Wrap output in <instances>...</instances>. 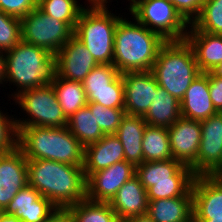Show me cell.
Masks as SVG:
<instances>
[{
  "label": "cell",
  "mask_w": 222,
  "mask_h": 222,
  "mask_svg": "<svg viewBox=\"0 0 222 222\" xmlns=\"http://www.w3.org/2000/svg\"><path fill=\"white\" fill-rule=\"evenodd\" d=\"M0 222H22V221L13 215H8L5 214L4 212H0Z\"/></svg>",
  "instance_id": "obj_44"
},
{
  "label": "cell",
  "mask_w": 222,
  "mask_h": 222,
  "mask_svg": "<svg viewBox=\"0 0 222 222\" xmlns=\"http://www.w3.org/2000/svg\"><path fill=\"white\" fill-rule=\"evenodd\" d=\"M125 222H154L147 214L132 217Z\"/></svg>",
  "instance_id": "obj_43"
},
{
  "label": "cell",
  "mask_w": 222,
  "mask_h": 222,
  "mask_svg": "<svg viewBox=\"0 0 222 222\" xmlns=\"http://www.w3.org/2000/svg\"><path fill=\"white\" fill-rule=\"evenodd\" d=\"M141 184L147 190L162 180H194L195 174L189 166L176 159L165 161H143L136 166V174Z\"/></svg>",
  "instance_id": "obj_21"
},
{
  "label": "cell",
  "mask_w": 222,
  "mask_h": 222,
  "mask_svg": "<svg viewBox=\"0 0 222 222\" xmlns=\"http://www.w3.org/2000/svg\"><path fill=\"white\" fill-rule=\"evenodd\" d=\"M147 215L154 222H193L192 188L183 196L148 201Z\"/></svg>",
  "instance_id": "obj_22"
},
{
  "label": "cell",
  "mask_w": 222,
  "mask_h": 222,
  "mask_svg": "<svg viewBox=\"0 0 222 222\" xmlns=\"http://www.w3.org/2000/svg\"><path fill=\"white\" fill-rule=\"evenodd\" d=\"M190 25V31L222 35V0H205L200 14Z\"/></svg>",
  "instance_id": "obj_31"
},
{
  "label": "cell",
  "mask_w": 222,
  "mask_h": 222,
  "mask_svg": "<svg viewBox=\"0 0 222 222\" xmlns=\"http://www.w3.org/2000/svg\"><path fill=\"white\" fill-rule=\"evenodd\" d=\"M14 100L31 118L25 120L15 118L16 126L66 127L68 125V119L59 105L51 84L22 91Z\"/></svg>",
  "instance_id": "obj_8"
},
{
  "label": "cell",
  "mask_w": 222,
  "mask_h": 222,
  "mask_svg": "<svg viewBox=\"0 0 222 222\" xmlns=\"http://www.w3.org/2000/svg\"><path fill=\"white\" fill-rule=\"evenodd\" d=\"M124 160L120 139L115 134L104 135L96 143L84 148V176L87 179L92 173Z\"/></svg>",
  "instance_id": "obj_19"
},
{
  "label": "cell",
  "mask_w": 222,
  "mask_h": 222,
  "mask_svg": "<svg viewBox=\"0 0 222 222\" xmlns=\"http://www.w3.org/2000/svg\"><path fill=\"white\" fill-rule=\"evenodd\" d=\"M194 222H222V218H214L211 220H193Z\"/></svg>",
  "instance_id": "obj_47"
},
{
  "label": "cell",
  "mask_w": 222,
  "mask_h": 222,
  "mask_svg": "<svg viewBox=\"0 0 222 222\" xmlns=\"http://www.w3.org/2000/svg\"><path fill=\"white\" fill-rule=\"evenodd\" d=\"M165 42L160 34L137 20L132 23L122 17L114 32L113 66L120 74L150 71Z\"/></svg>",
  "instance_id": "obj_2"
},
{
  "label": "cell",
  "mask_w": 222,
  "mask_h": 222,
  "mask_svg": "<svg viewBox=\"0 0 222 222\" xmlns=\"http://www.w3.org/2000/svg\"><path fill=\"white\" fill-rule=\"evenodd\" d=\"M0 51V84H3L5 78V54Z\"/></svg>",
  "instance_id": "obj_42"
},
{
  "label": "cell",
  "mask_w": 222,
  "mask_h": 222,
  "mask_svg": "<svg viewBox=\"0 0 222 222\" xmlns=\"http://www.w3.org/2000/svg\"><path fill=\"white\" fill-rule=\"evenodd\" d=\"M120 75L113 64H98L82 81L86 96L89 93L103 92Z\"/></svg>",
  "instance_id": "obj_32"
},
{
  "label": "cell",
  "mask_w": 222,
  "mask_h": 222,
  "mask_svg": "<svg viewBox=\"0 0 222 222\" xmlns=\"http://www.w3.org/2000/svg\"><path fill=\"white\" fill-rule=\"evenodd\" d=\"M135 174L136 167L125 160L92 173L86 179V198L110 203L119 188Z\"/></svg>",
  "instance_id": "obj_11"
},
{
  "label": "cell",
  "mask_w": 222,
  "mask_h": 222,
  "mask_svg": "<svg viewBox=\"0 0 222 222\" xmlns=\"http://www.w3.org/2000/svg\"><path fill=\"white\" fill-rule=\"evenodd\" d=\"M209 92L211 101L218 112H222V77L209 72Z\"/></svg>",
  "instance_id": "obj_40"
},
{
  "label": "cell",
  "mask_w": 222,
  "mask_h": 222,
  "mask_svg": "<svg viewBox=\"0 0 222 222\" xmlns=\"http://www.w3.org/2000/svg\"><path fill=\"white\" fill-rule=\"evenodd\" d=\"M175 7V9L177 10V0H169Z\"/></svg>",
  "instance_id": "obj_48"
},
{
  "label": "cell",
  "mask_w": 222,
  "mask_h": 222,
  "mask_svg": "<svg viewBox=\"0 0 222 222\" xmlns=\"http://www.w3.org/2000/svg\"><path fill=\"white\" fill-rule=\"evenodd\" d=\"M5 55L4 82L18 86V93L11 95L13 98L22 91L51 84L54 56L45 49L21 40Z\"/></svg>",
  "instance_id": "obj_5"
},
{
  "label": "cell",
  "mask_w": 222,
  "mask_h": 222,
  "mask_svg": "<svg viewBox=\"0 0 222 222\" xmlns=\"http://www.w3.org/2000/svg\"><path fill=\"white\" fill-rule=\"evenodd\" d=\"M202 137L197 161L190 167L198 175H219L222 172V112L200 121Z\"/></svg>",
  "instance_id": "obj_10"
},
{
  "label": "cell",
  "mask_w": 222,
  "mask_h": 222,
  "mask_svg": "<svg viewBox=\"0 0 222 222\" xmlns=\"http://www.w3.org/2000/svg\"><path fill=\"white\" fill-rule=\"evenodd\" d=\"M21 40V20L0 10V51L11 50Z\"/></svg>",
  "instance_id": "obj_35"
},
{
  "label": "cell",
  "mask_w": 222,
  "mask_h": 222,
  "mask_svg": "<svg viewBox=\"0 0 222 222\" xmlns=\"http://www.w3.org/2000/svg\"><path fill=\"white\" fill-rule=\"evenodd\" d=\"M167 129L173 159L191 167L197 161L202 137L200 121L181 116Z\"/></svg>",
  "instance_id": "obj_16"
},
{
  "label": "cell",
  "mask_w": 222,
  "mask_h": 222,
  "mask_svg": "<svg viewBox=\"0 0 222 222\" xmlns=\"http://www.w3.org/2000/svg\"><path fill=\"white\" fill-rule=\"evenodd\" d=\"M5 115L0 110V153H7L17 147L18 131L15 120Z\"/></svg>",
  "instance_id": "obj_37"
},
{
  "label": "cell",
  "mask_w": 222,
  "mask_h": 222,
  "mask_svg": "<svg viewBox=\"0 0 222 222\" xmlns=\"http://www.w3.org/2000/svg\"><path fill=\"white\" fill-rule=\"evenodd\" d=\"M98 65L86 46L74 35L54 56V71L64 79L82 82Z\"/></svg>",
  "instance_id": "obj_12"
},
{
  "label": "cell",
  "mask_w": 222,
  "mask_h": 222,
  "mask_svg": "<svg viewBox=\"0 0 222 222\" xmlns=\"http://www.w3.org/2000/svg\"><path fill=\"white\" fill-rule=\"evenodd\" d=\"M133 19L160 34L166 41L184 40L188 23L169 0H130ZM185 30V31H184Z\"/></svg>",
  "instance_id": "obj_7"
},
{
  "label": "cell",
  "mask_w": 222,
  "mask_h": 222,
  "mask_svg": "<svg viewBox=\"0 0 222 222\" xmlns=\"http://www.w3.org/2000/svg\"><path fill=\"white\" fill-rule=\"evenodd\" d=\"M16 128L17 147L27 160H52L83 167L84 147L67 126H16Z\"/></svg>",
  "instance_id": "obj_3"
},
{
  "label": "cell",
  "mask_w": 222,
  "mask_h": 222,
  "mask_svg": "<svg viewBox=\"0 0 222 222\" xmlns=\"http://www.w3.org/2000/svg\"><path fill=\"white\" fill-rule=\"evenodd\" d=\"M109 12L106 4L89 5L81 11L73 33L98 64H113L114 32L122 17Z\"/></svg>",
  "instance_id": "obj_6"
},
{
  "label": "cell",
  "mask_w": 222,
  "mask_h": 222,
  "mask_svg": "<svg viewBox=\"0 0 222 222\" xmlns=\"http://www.w3.org/2000/svg\"><path fill=\"white\" fill-rule=\"evenodd\" d=\"M181 117L180 101L158 86L149 110L143 116L147 125L170 127Z\"/></svg>",
  "instance_id": "obj_25"
},
{
  "label": "cell",
  "mask_w": 222,
  "mask_h": 222,
  "mask_svg": "<svg viewBox=\"0 0 222 222\" xmlns=\"http://www.w3.org/2000/svg\"><path fill=\"white\" fill-rule=\"evenodd\" d=\"M88 103H98L102 106L124 109V83L120 74L103 92H94L87 95Z\"/></svg>",
  "instance_id": "obj_34"
},
{
  "label": "cell",
  "mask_w": 222,
  "mask_h": 222,
  "mask_svg": "<svg viewBox=\"0 0 222 222\" xmlns=\"http://www.w3.org/2000/svg\"><path fill=\"white\" fill-rule=\"evenodd\" d=\"M58 210L50 200L27 184L18 191L3 212L15 216L22 222H44Z\"/></svg>",
  "instance_id": "obj_17"
},
{
  "label": "cell",
  "mask_w": 222,
  "mask_h": 222,
  "mask_svg": "<svg viewBox=\"0 0 222 222\" xmlns=\"http://www.w3.org/2000/svg\"><path fill=\"white\" fill-rule=\"evenodd\" d=\"M110 205L121 222L147 214V192L136 175L119 188Z\"/></svg>",
  "instance_id": "obj_20"
},
{
  "label": "cell",
  "mask_w": 222,
  "mask_h": 222,
  "mask_svg": "<svg viewBox=\"0 0 222 222\" xmlns=\"http://www.w3.org/2000/svg\"><path fill=\"white\" fill-rule=\"evenodd\" d=\"M89 1L90 3L89 4H106L108 3L107 0H87Z\"/></svg>",
  "instance_id": "obj_46"
},
{
  "label": "cell",
  "mask_w": 222,
  "mask_h": 222,
  "mask_svg": "<svg viewBox=\"0 0 222 222\" xmlns=\"http://www.w3.org/2000/svg\"><path fill=\"white\" fill-rule=\"evenodd\" d=\"M193 220L222 218V177L198 175L192 184Z\"/></svg>",
  "instance_id": "obj_14"
},
{
  "label": "cell",
  "mask_w": 222,
  "mask_h": 222,
  "mask_svg": "<svg viewBox=\"0 0 222 222\" xmlns=\"http://www.w3.org/2000/svg\"><path fill=\"white\" fill-rule=\"evenodd\" d=\"M181 116L195 121H203L218 113L209 92V72L201 73L186 90L180 101Z\"/></svg>",
  "instance_id": "obj_18"
},
{
  "label": "cell",
  "mask_w": 222,
  "mask_h": 222,
  "mask_svg": "<svg viewBox=\"0 0 222 222\" xmlns=\"http://www.w3.org/2000/svg\"><path fill=\"white\" fill-rule=\"evenodd\" d=\"M28 184L59 210H66L86 198L83 167L62 162L27 160Z\"/></svg>",
  "instance_id": "obj_1"
},
{
  "label": "cell",
  "mask_w": 222,
  "mask_h": 222,
  "mask_svg": "<svg viewBox=\"0 0 222 222\" xmlns=\"http://www.w3.org/2000/svg\"><path fill=\"white\" fill-rule=\"evenodd\" d=\"M215 77H222V62L210 71Z\"/></svg>",
  "instance_id": "obj_45"
},
{
  "label": "cell",
  "mask_w": 222,
  "mask_h": 222,
  "mask_svg": "<svg viewBox=\"0 0 222 222\" xmlns=\"http://www.w3.org/2000/svg\"><path fill=\"white\" fill-rule=\"evenodd\" d=\"M51 85L67 119L88 104L82 82L64 79L54 72Z\"/></svg>",
  "instance_id": "obj_26"
},
{
  "label": "cell",
  "mask_w": 222,
  "mask_h": 222,
  "mask_svg": "<svg viewBox=\"0 0 222 222\" xmlns=\"http://www.w3.org/2000/svg\"><path fill=\"white\" fill-rule=\"evenodd\" d=\"M146 125L143 116L125 114L115 134L123 146L125 161L135 167L143 162L142 140Z\"/></svg>",
  "instance_id": "obj_24"
},
{
  "label": "cell",
  "mask_w": 222,
  "mask_h": 222,
  "mask_svg": "<svg viewBox=\"0 0 222 222\" xmlns=\"http://www.w3.org/2000/svg\"><path fill=\"white\" fill-rule=\"evenodd\" d=\"M205 0H177V12L188 23L198 17Z\"/></svg>",
  "instance_id": "obj_39"
},
{
  "label": "cell",
  "mask_w": 222,
  "mask_h": 222,
  "mask_svg": "<svg viewBox=\"0 0 222 222\" xmlns=\"http://www.w3.org/2000/svg\"><path fill=\"white\" fill-rule=\"evenodd\" d=\"M160 87L181 101L201 71L194 51L184 40H168L160 48L150 70Z\"/></svg>",
  "instance_id": "obj_4"
},
{
  "label": "cell",
  "mask_w": 222,
  "mask_h": 222,
  "mask_svg": "<svg viewBox=\"0 0 222 222\" xmlns=\"http://www.w3.org/2000/svg\"><path fill=\"white\" fill-rule=\"evenodd\" d=\"M185 39L194 51L201 73L210 72L222 62V35L188 30Z\"/></svg>",
  "instance_id": "obj_23"
},
{
  "label": "cell",
  "mask_w": 222,
  "mask_h": 222,
  "mask_svg": "<svg viewBox=\"0 0 222 222\" xmlns=\"http://www.w3.org/2000/svg\"><path fill=\"white\" fill-rule=\"evenodd\" d=\"M194 180H162L146 190L148 201L174 198L185 195L191 188Z\"/></svg>",
  "instance_id": "obj_33"
},
{
  "label": "cell",
  "mask_w": 222,
  "mask_h": 222,
  "mask_svg": "<svg viewBox=\"0 0 222 222\" xmlns=\"http://www.w3.org/2000/svg\"><path fill=\"white\" fill-rule=\"evenodd\" d=\"M44 222H72L66 210H58L48 220Z\"/></svg>",
  "instance_id": "obj_41"
},
{
  "label": "cell",
  "mask_w": 222,
  "mask_h": 222,
  "mask_svg": "<svg viewBox=\"0 0 222 222\" xmlns=\"http://www.w3.org/2000/svg\"><path fill=\"white\" fill-rule=\"evenodd\" d=\"M90 110H95V119L105 135L116 134L122 118L125 116L124 109L110 108L98 103H88Z\"/></svg>",
  "instance_id": "obj_36"
},
{
  "label": "cell",
  "mask_w": 222,
  "mask_h": 222,
  "mask_svg": "<svg viewBox=\"0 0 222 222\" xmlns=\"http://www.w3.org/2000/svg\"><path fill=\"white\" fill-rule=\"evenodd\" d=\"M67 127L84 148L105 135L96 122L95 110H90L87 105L68 118Z\"/></svg>",
  "instance_id": "obj_27"
},
{
  "label": "cell",
  "mask_w": 222,
  "mask_h": 222,
  "mask_svg": "<svg viewBox=\"0 0 222 222\" xmlns=\"http://www.w3.org/2000/svg\"><path fill=\"white\" fill-rule=\"evenodd\" d=\"M142 148L143 161H165L173 158L166 127L146 125Z\"/></svg>",
  "instance_id": "obj_29"
},
{
  "label": "cell",
  "mask_w": 222,
  "mask_h": 222,
  "mask_svg": "<svg viewBox=\"0 0 222 222\" xmlns=\"http://www.w3.org/2000/svg\"><path fill=\"white\" fill-rule=\"evenodd\" d=\"M66 211L72 222H121L110 203L88 198L69 206Z\"/></svg>",
  "instance_id": "obj_28"
},
{
  "label": "cell",
  "mask_w": 222,
  "mask_h": 222,
  "mask_svg": "<svg viewBox=\"0 0 222 222\" xmlns=\"http://www.w3.org/2000/svg\"><path fill=\"white\" fill-rule=\"evenodd\" d=\"M20 20L22 41L45 49L53 56L74 33L65 22L52 18L38 7Z\"/></svg>",
  "instance_id": "obj_9"
},
{
  "label": "cell",
  "mask_w": 222,
  "mask_h": 222,
  "mask_svg": "<svg viewBox=\"0 0 222 222\" xmlns=\"http://www.w3.org/2000/svg\"><path fill=\"white\" fill-rule=\"evenodd\" d=\"M27 184L28 167L23 152L16 147L7 153H0V212Z\"/></svg>",
  "instance_id": "obj_15"
},
{
  "label": "cell",
  "mask_w": 222,
  "mask_h": 222,
  "mask_svg": "<svg viewBox=\"0 0 222 222\" xmlns=\"http://www.w3.org/2000/svg\"><path fill=\"white\" fill-rule=\"evenodd\" d=\"M76 0H38L37 7L52 18L65 22L73 31L81 11L85 8Z\"/></svg>",
  "instance_id": "obj_30"
},
{
  "label": "cell",
  "mask_w": 222,
  "mask_h": 222,
  "mask_svg": "<svg viewBox=\"0 0 222 222\" xmlns=\"http://www.w3.org/2000/svg\"><path fill=\"white\" fill-rule=\"evenodd\" d=\"M37 2L38 0H3L0 1V10L21 19L37 7Z\"/></svg>",
  "instance_id": "obj_38"
},
{
  "label": "cell",
  "mask_w": 222,
  "mask_h": 222,
  "mask_svg": "<svg viewBox=\"0 0 222 222\" xmlns=\"http://www.w3.org/2000/svg\"><path fill=\"white\" fill-rule=\"evenodd\" d=\"M124 110L127 115L144 116L149 110L158 83L151 71L122 73Z\"/></svg>",
  "instance_id": "obj_13"
}]
</instances>
